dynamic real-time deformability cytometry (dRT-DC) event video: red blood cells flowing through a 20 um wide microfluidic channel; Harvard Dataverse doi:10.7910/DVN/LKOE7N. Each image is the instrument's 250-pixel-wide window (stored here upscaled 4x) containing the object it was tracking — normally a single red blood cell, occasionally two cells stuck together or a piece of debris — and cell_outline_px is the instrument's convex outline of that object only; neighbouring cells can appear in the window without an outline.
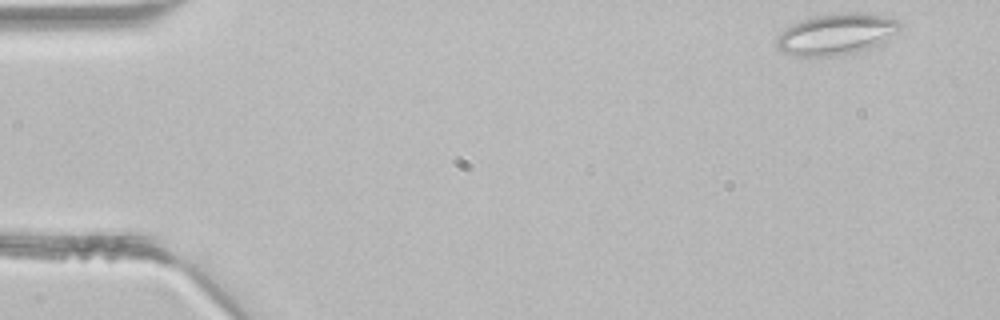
{"species": "common noctule bat (a hibernating species)", "species_latin": "Nyctalus noctula", "temperature_condition": "room temperature", "stored_images_in_passage": 4, "segment_of_instrument_passage": [1, 2], "camera_frame_rate_fps": 3000, "um_per_image_px": 0.085, "animal": {"sex": "male", "body_mass_g": 21.5, "forearm_length_mm": 52.0}, "frame": {"image": 1, "passage_image": 1, "time_ms": 0.0, "image_size_px": [1000, 320], "cell_outline_px": [[904, 24], [880, 48], [836, 56], [796, 56], [784, 52], [776, 48], [776, 36], [784, 28], [792, 24], [816, 16], [840, 12], [876, 12], [900, 20]], "centroid_in_image_um": [71.19, 2.9], "position_along_channel_um": 13.8, "area_um2": 30.75}}